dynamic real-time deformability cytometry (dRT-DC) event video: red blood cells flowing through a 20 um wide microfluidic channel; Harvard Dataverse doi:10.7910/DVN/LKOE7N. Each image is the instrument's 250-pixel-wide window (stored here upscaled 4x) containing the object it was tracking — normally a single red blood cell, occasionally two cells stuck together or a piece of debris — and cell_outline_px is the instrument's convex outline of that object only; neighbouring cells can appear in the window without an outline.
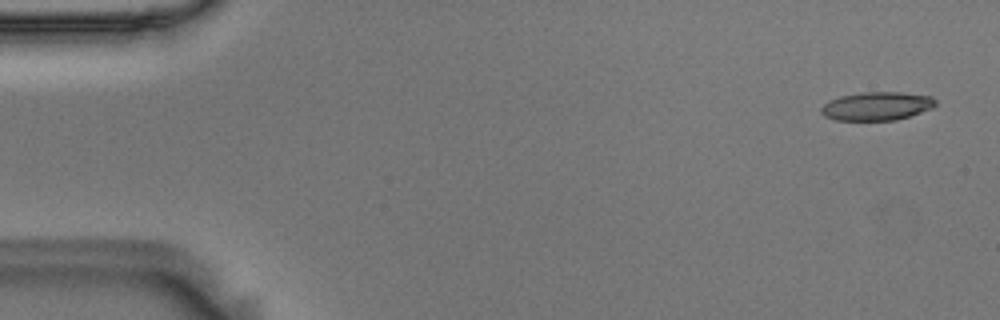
{"species": "Egyptian fruit bat (a non-hibernating species)", "species_latin": "Rousettus aegyptiacus", "temperature_condition": "room temperature", "stored_images_in_passage": 14, "camera_frame_rate_fps": 3000, "um_per_image_px": 0.085, "animal": {"sex": "male"}, "frame": {"image": 1, "passage_image": 1, "time_ms": 0.0, "image_size_px": [1000, 320], "cell_outline_px": [[936, 104], [932, 108], [896, 120], [836, 120], [824, 116], [820, 112], [820, 108], [828, 100], [840, 96], [860, 92], [900, 92], [932, 96], [936, 100]], "centroid_in_image_um": [74.5, 9.01], "position_along_channel_um": 10.5, "area_um2": 19.02}}
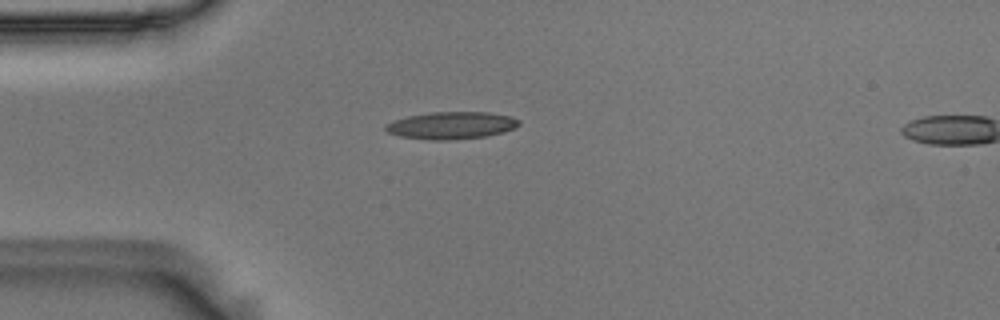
{"frame": {"image": 2, "passage_image": 13, "time_ms": 4.0, "image_size_px": [1000, 320], "cell_outline_px": [[520, 124], [516, 128], [504, 132], [488, 136], [456, 140], [428, 140], [400, 136], [388, 132], [384, 128], [384, 124], [408, 116], [432, 112], [488, 112], [512, 116], [520, 120]], "centroid_in_image_um": [38.42, 10.66], "position_along_channel_um": 46.6, "area_um2": 21.44}}